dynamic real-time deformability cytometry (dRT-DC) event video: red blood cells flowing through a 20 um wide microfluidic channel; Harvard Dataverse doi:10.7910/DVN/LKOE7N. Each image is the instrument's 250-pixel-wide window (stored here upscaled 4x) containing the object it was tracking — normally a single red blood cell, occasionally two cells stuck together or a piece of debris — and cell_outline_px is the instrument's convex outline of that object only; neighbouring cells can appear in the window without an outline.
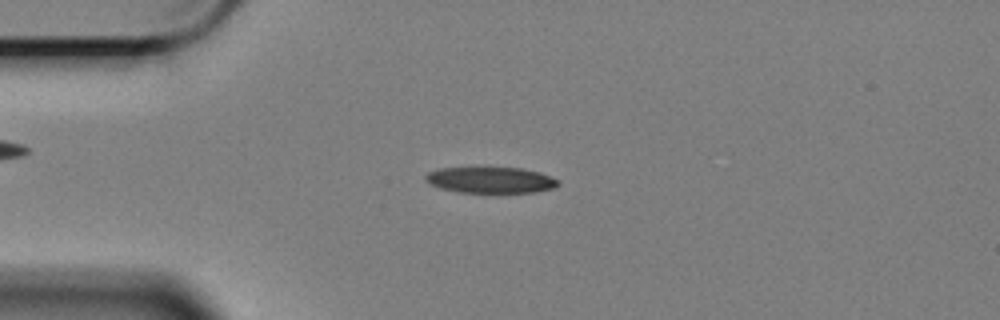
{"species": "Egyptian fruit bat (a non-hibernating species)", "species_latin": "Rousettus aegyptiacus", "temperature_condition": "cold", "stored_images_in_passage": 51, "camera_frame_rate_fps": 3000, "um_per_image_px": 0.085, "animal": {"sex": "female"}, "frame": {"image": 1, "passage_image": 7, "time_ms": 2.0, "image_size_px": [1000, 320], "cell_outline_px": [[560, 184], [552, 188], [532, 192], [460, 192], [440, 188], [432, 184], [424, 176], [428, 172], [436, 168], [520, 168], [540, 172], [560, 180]], "centroid_in_image_um": [41.72, 15.29], "position_along_channel_um": 43.3, "area_um2": 19.88}}
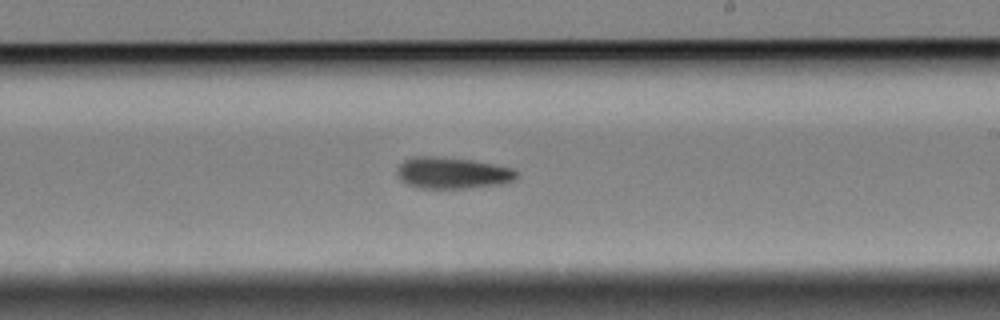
{"frame": {"image": 2, "passage_image": 27, "time_ms": 8.667, "image_size_px": [1000, 320], "cell_outline_px": [[520, 172], [516, 180], [500, 184], [468, 188], [416, 188], [400, 180], [396, 172], [396, 168], [404, 160], [412, 156], [436, 156], [472, 160], [512, 168]], "centroid_in_image_um": [38.44, 14.7], "position_along_channel_um": 250.6, "area_um2": 22.14}}
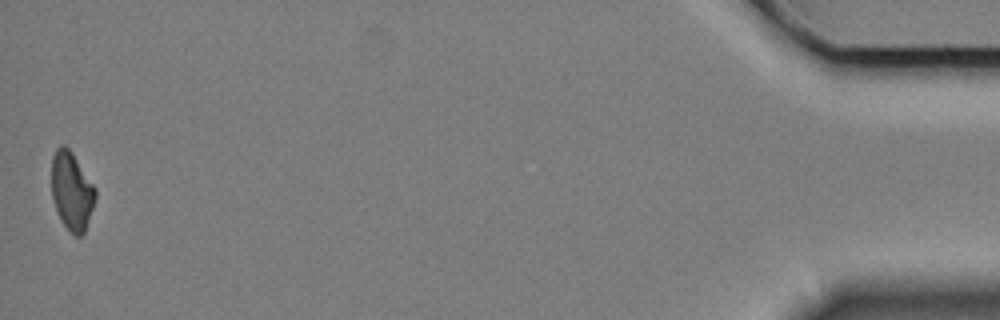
{"frame": {"image": 3, "passage_image": 51, "time_ms": 16.667, "image_size_px": [1000, 320], "cell_outline_px": [[96, 196], [84, 232], [80, 236], [76, 236], [60, 220], [52, 196], [52, 156], [56, 148], [60, 144], [64, 144], [68, 148], [96, 188]], "centroid_in_image_um": [6.08, 16.21], "position_along_channel_um": 429.1, "area_um2": 19.54}, "authors_computed_cell_mechanics": {"area_um2": 21.097, "velocity_mm_per_s": 3.3771, "shape_relaxation_time_tau1_ms": 7.0303, "shape_relaxation_time_tau2_ms": null, "deformation_change_tau1": 0.1582, "deformation_change_tau2": null}}